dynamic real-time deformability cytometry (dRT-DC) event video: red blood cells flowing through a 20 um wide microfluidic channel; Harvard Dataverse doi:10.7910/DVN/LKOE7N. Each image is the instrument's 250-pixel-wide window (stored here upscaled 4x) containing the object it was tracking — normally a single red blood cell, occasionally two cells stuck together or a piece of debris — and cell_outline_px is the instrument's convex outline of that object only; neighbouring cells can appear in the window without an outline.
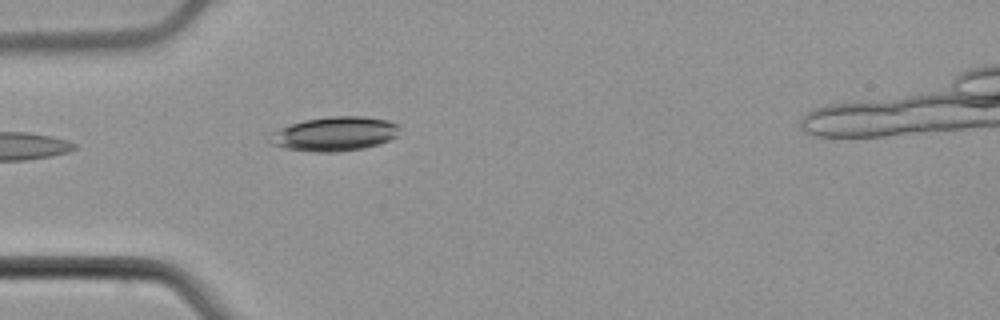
{"species": "common noctule bat (a hibernating species)", "species_latin": "Nyctalus noctula", "temperature_condition": "cold", "stored_images_in_passage": 5, "camera_frame_rate_fps": 3000, "um_per_image_px": 0.085, "animal": {"sex": "male", "body_mass_g": 21.5, "forearm_length_mm": 52.0}, "frame": {"image": 1, "passage_image": 5, "time_ms": 1.333, "image_size_px": [1000, 320], "cell_outline_px": [[400, 128], [396, 136], [388, 140], [364, 148], [336, 152], [316, 152], [284, 148], [272, 144], [268, 140], [272, 132], [280, 128], [304, 120], [328, 116], [364, 116], [388, 120], [396, 124]], "centroid_in_image_um": [28.43, 11.37], "position_along_channel_um": 56.6, "area_um2": 25.78}}